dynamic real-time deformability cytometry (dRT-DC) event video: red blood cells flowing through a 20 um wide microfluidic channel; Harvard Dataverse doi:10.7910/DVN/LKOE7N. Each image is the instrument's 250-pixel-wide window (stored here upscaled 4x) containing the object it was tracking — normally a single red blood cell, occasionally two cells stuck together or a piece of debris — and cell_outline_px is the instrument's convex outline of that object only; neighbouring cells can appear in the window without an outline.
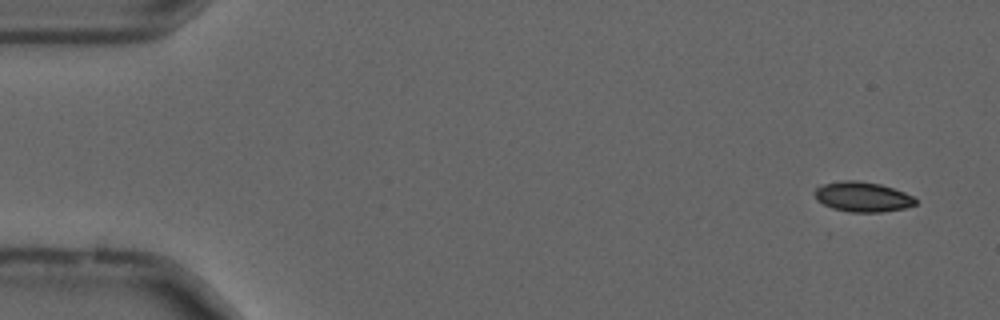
{"species": "common noctule bat (a hibernating species)", "species_latin": "Nyctalus noctula", "temperature_condition": "cold", "stored_images_in_passage": 18, "camera_frame_rate_fps": 3000, "um_per_image_px": 0.085, "animal": {"sex": "male", "forearm_length_mm": 52.5}, "frame": {"image": 1, "passage_image": 1, "time_ms": 0.0, "image_size_px": [1000, 320], "cell_outline_px": [[916, 204], [904, 208], [880, 212], [852, 212], [832, 208], [816, 200], [812, 192], [820, 184], [844, 180], [856, 180], [880, 184], [904, 192], [912, 196], [916, 200]], "centroid_in_image_um": [73.26, 16.72], "position_along_channel_um": 11.7, "area_um2": 17.63}}
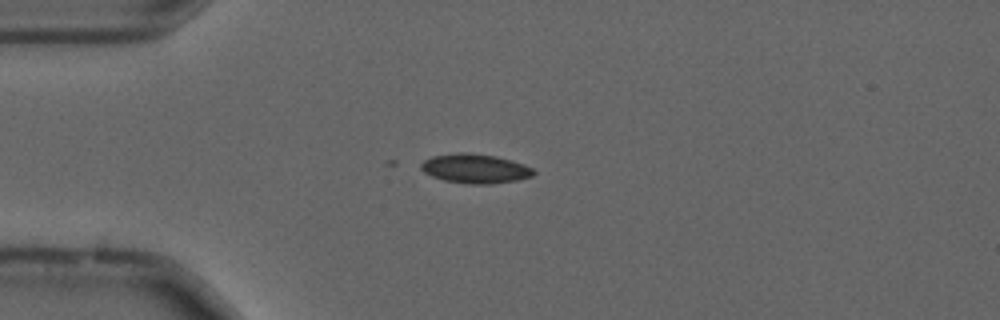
{"frame": {"image": 2, "passage_image": 12, "time_ms": 3.667, "image_size_px": [1000, 320], "cell_outline_px": [[536, 172], [532, 176], [516, 180], [488, 184], [472, 184], [444, 180], [432, 176], [424, 172], [420, 168], [420, 164], [424, 160], [432, 156], [460, 152], [468, 152], [496, 156], [512, 160], [524, 164], [532, 168]], "centroid_in_image_um": [40.38, 14.32], "position_along_channel_um": 44.6, "area_um2": 19.19}}
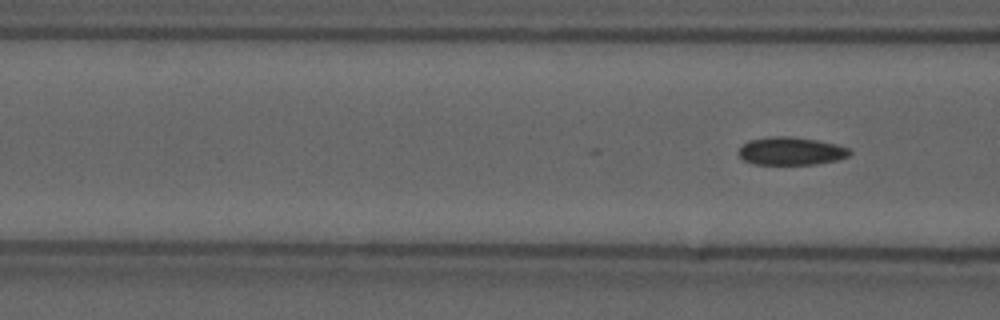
{"frame": {"image": 3, "passage_image": 18, "time_ms": 5.667, "image_size_px": [1000, 320], "cell_outline_px": [[852, 152], [848, 156], [836, 160], [816, 164], [752, 164], [744, 160], [736, 152], [748, 140], [772, 136], [788, 136], [816, 140], [836, 144], [848, 148]], "centroid_in_image_um": [67.21, 12.84], "position_along_channel_um": 99.4, "area_um2": 18.03}}